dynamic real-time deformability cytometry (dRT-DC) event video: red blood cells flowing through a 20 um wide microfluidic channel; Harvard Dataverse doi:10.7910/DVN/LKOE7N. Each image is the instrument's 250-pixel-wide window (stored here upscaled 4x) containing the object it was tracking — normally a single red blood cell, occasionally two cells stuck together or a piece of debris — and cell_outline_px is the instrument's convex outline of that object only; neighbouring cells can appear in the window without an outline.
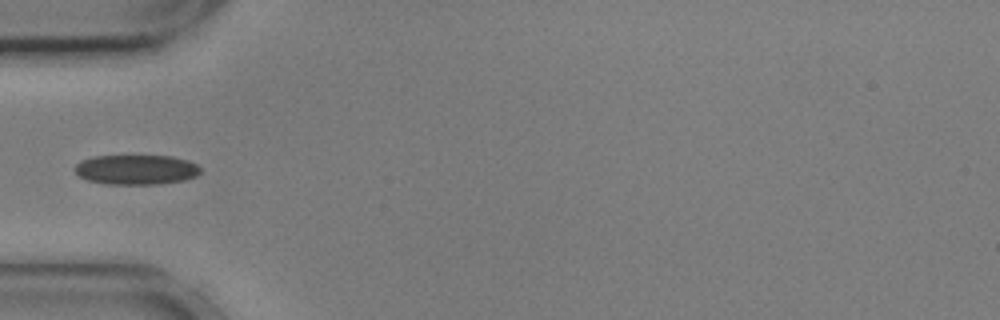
{"species": "common noctule bat (a hibernating species)", "species_latin": "Nyctalus noctula", "temperature_condition": "cold", "stored_images_in_passage": 8, "camera_frame_rate_fps": 3000, "um_per_image_px": 0.085, "animal": {"sex": "male", "body_mass_g": 17.9, "forearm_length_mm": 54.2}, "frame": {"image": 1, "passage_image": 1, "time_ms": 0.0, "image_size_px": [1000, 320], "cell_outline_px": [[200, 172], [196, 176], [184, 180], [160, 184], [108, 184], [88, 180], [80, 176], [72, 168], [80, 160], [92, 156], [172, 156], [188, 160], [196, 164], [200, 168]], "centroid_in_image_um": [11.56, 14.41], "position_along_channel_um": 73.4, "area_um2": 21.91}}